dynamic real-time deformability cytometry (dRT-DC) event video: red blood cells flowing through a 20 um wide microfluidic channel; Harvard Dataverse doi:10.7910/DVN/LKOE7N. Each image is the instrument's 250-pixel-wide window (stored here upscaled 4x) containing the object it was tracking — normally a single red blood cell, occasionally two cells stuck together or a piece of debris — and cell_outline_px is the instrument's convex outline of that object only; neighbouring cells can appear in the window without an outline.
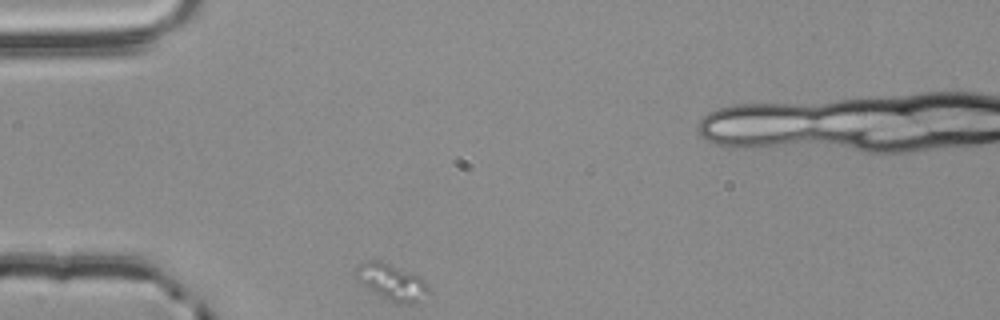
{"species": "common noctule bat (a hibernating species)", "species_latin": "Nyctalus noctula", "temperature_condition": "room temperature", "stored_images_in_passage": 35, "camera_frame_rate_fps": 3000, "um_per_image_px": 0.085, "animal": {"sex": "male", "body_mass_g": 20.4}, "frame": {"image": 1, "passage_image": 1, "time_ms": 0.0, "image_size_px": [1000, 320], "cell_outline_px": [[432, 292], [412, 304], [400, 304], [380, 296], [356, 280], [356, 268], [360, 264], [368, 260], [380, 260], [420, 276], [428, 284]], "centroid_in_image_um": [33.33, 23.97], "position_along_channel_um": 51.7, "area_um2": 15.37}}